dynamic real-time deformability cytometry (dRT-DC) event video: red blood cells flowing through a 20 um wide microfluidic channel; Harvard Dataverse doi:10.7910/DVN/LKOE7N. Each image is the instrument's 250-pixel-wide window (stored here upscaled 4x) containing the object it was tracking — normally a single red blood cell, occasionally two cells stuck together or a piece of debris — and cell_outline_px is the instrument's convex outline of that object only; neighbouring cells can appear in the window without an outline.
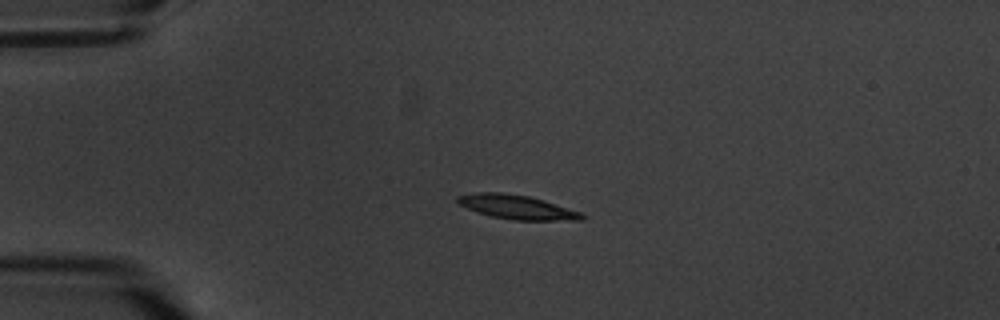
{"species": "common noctule bat (a hibernating species)", "species_latin": "Nyctalus noctula", "temperature_condition": "warm", "stored_images_in_passage": 5, "camera_frame_rate_fps": 3000, "um_per_image_px": 0.085, "animal": {"sex": "male", "body_mass_g": 20.1, "forearm_length_mm": 53.5}, "frame": {"image": 1, "passage_image": 4, "time_ms": 3.667, "image_size_px": [1000, 320], "cell_outline_px": [[588, 216], [584, 220], [512, 220], [492, 216], [476, 212], [460, 204], [456, 200], [456, 196], [476, 192], [500, 192], [528, 196], [544, 200], [580, 212]], "centroid_in_image_um": [43.95, 17.6], "position_along_channel_um": 41.1, "area_um2": 17.46}}